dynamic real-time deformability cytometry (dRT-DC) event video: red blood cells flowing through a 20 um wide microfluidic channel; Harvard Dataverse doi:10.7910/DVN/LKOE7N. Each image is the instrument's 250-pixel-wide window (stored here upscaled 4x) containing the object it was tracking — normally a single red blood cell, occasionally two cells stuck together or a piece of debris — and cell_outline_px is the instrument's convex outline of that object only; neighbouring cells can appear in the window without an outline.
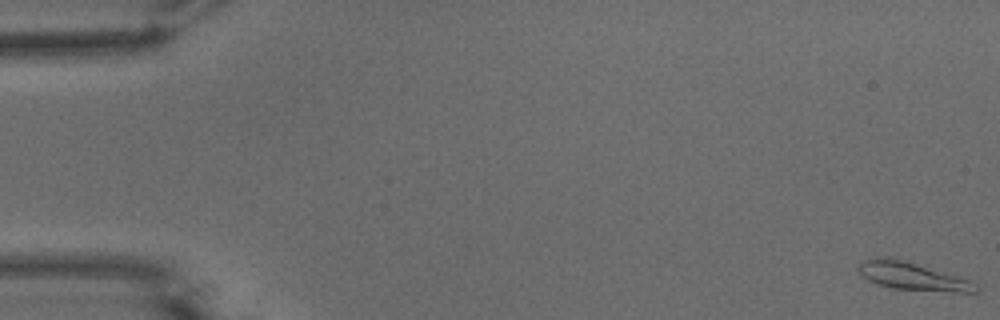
{"species": "common noctule bat (a hibernating species)", "species_latin": "Nyctalus noctula", "temperature_condition": "warm", "stored_images_in_passage": 54, "camera_frame_rate_fps": 3000, "um_per_image_px": 0.085, "animal": {"sex": "male", "body_mass_g": 15.6}, "frame": {"image": 1, "passage_image": 1, "time_ms": 0.0, "image_size_px": [1000, 320], "cell_outline_px": [[980, 288], [976, 292], [956, 292], [892, 288], [876, 284], [868, 280], [856, 268], [864, 260], [872, 256], [888, 256], [968, 280], [976, 284]], "centroid_in_image_um": [77.47, 23.47], "position_along_channel_um": 7.5, "area_um2": 18.55}}
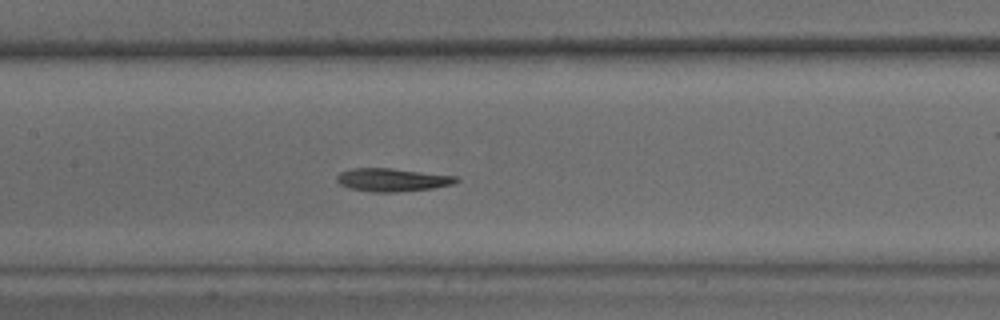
{"frame": {"image": 2, "passage_image": 26, "time_ms": 8.333, "image_size_px": [1000, 320], "cell_outline_px": [[460, 180], [452, 184], [432, 188], [396, 192], [372, 192], [348, 188], [340, 184], [336, 180], [336, 176], [340, 172], [352, 168], [392, 168], [456, 176]], "centroid_in_image_um": [33.31, 15.28], "position_along_channel_um": 174.1, "area_um2": 16.07}}
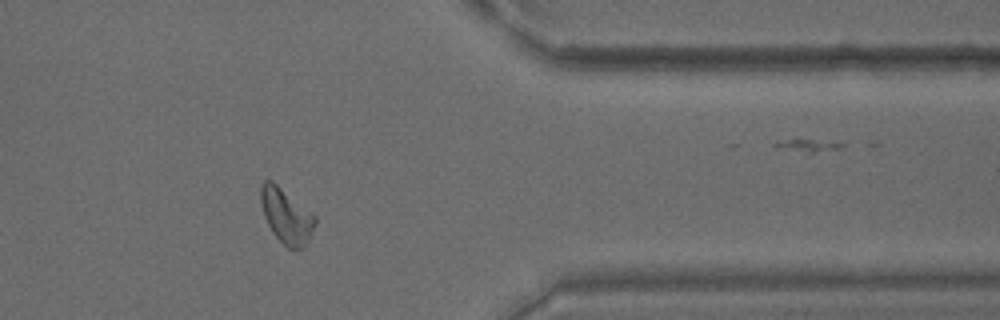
{"frame": {"image": 3, "passage_image": 44, "time_ms": 14.333, "image_size_px": [1000, 320], "cell_outline_px": [[316, 224], [308, 240], [300, 248], [288, 248], [272, 232], [264, 216], [260, 200], [260, 184], [264, 180], [272, 180], [312, 212], [316, 216]], "centroid_in_image_um": [24.32, 18.31], "position_along_channel_um": 387.1, "area_um2": 17.22}, "authors_computed_cell_mechanics": {"area_um2": 17.1088, "velocity_mm_per_s": 3.817, "shape_relaxation_time_tau1_ms": null, "shape_relaxation_time_tau2_ms": 5.1975, "deformation_change_tau1": null, "deformation_change_tau2": 0.1261}}